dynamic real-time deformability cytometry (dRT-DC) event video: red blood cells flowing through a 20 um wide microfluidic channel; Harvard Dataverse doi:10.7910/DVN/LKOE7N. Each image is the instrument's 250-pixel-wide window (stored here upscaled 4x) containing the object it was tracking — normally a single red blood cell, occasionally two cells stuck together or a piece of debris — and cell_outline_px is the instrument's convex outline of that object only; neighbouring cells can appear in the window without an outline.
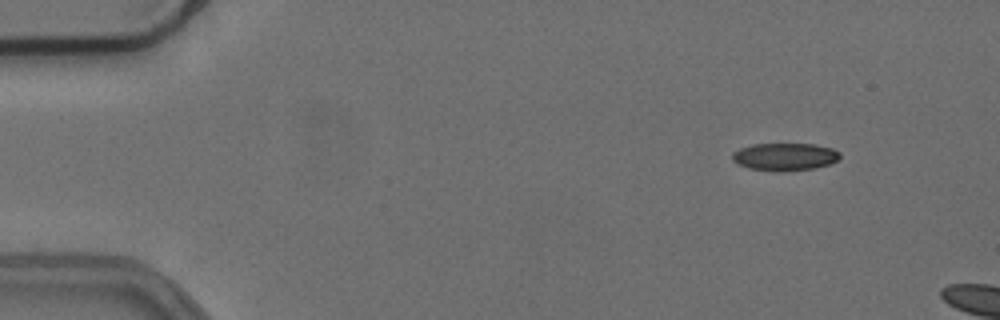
{"species": "common noctule bat (a hibernating species)", "species_latin": "Nyctalus noctula", "temperature_condition": "cold", "stored_images_in_passage": 10, "camera_frame_rate_fps": 3000, "um_per_image_px": 0.085, "animal": {"sex": "female", "body_mass_g": 24.6, "forearm_length_mm": 56.2}, "frame": {"image": 1, "passage_image": 6, "time_ms": 1.667, "image_size_px": [1000, 320], "cell_outline_px": [[840, 156], [836, 160], [828, 164], [816, 168], [784, 172], [776, 172], [748, 168], [736, 164], [732, 160], [732, 152], [740, 148], [752, 144], [816, 144], [832, 148], [840, 152]], "centroid_in_image_um": [66.67, 13.33], "position_along_channel_um": 18.3, "area_um2": 17.57}}